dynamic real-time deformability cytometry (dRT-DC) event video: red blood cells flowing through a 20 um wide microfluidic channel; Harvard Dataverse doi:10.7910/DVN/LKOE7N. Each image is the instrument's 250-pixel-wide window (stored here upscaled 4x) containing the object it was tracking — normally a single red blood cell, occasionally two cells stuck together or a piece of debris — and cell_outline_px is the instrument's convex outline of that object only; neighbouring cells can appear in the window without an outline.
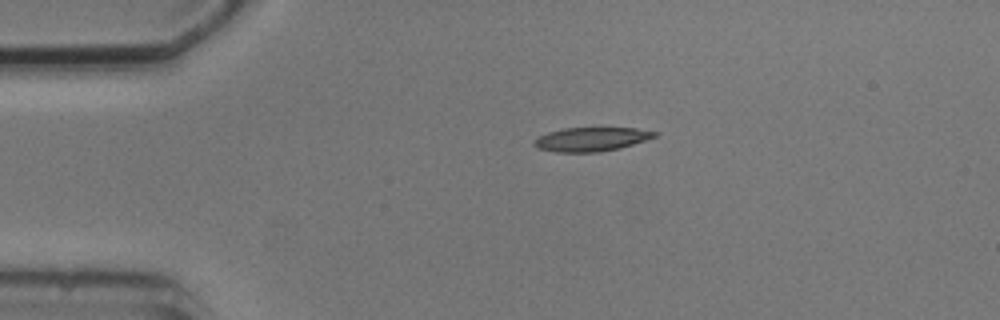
{"species": "common noctule bat (a hibernating species)", "species_latin": "Nyctalus noctula", "temperature_condition": "cold", "stored_images_in_passage": 2, "camera_frame_rate_fps": 3000, "um_per_image_px": 0.085, "animal": {"sex": "male", "body_mass_g": 20.5, "forearm_length_mm": 52.5}, "frame": {"image": 1, "passage_image": 1, "time_ms": 0.0, "image_size_px": [1000, 320], "cell_outline_px": [[660, 132], [656, 136], [620, 148], [600, 152], [556, 152], [536, 148], [532, 144], [532, 140], [548, 132], [564, 128], [636, 128]], "centroid_in_image_um": [50.22, 11.84], "position_along_channel_um": 34.8, "area_um2": 16.82}}